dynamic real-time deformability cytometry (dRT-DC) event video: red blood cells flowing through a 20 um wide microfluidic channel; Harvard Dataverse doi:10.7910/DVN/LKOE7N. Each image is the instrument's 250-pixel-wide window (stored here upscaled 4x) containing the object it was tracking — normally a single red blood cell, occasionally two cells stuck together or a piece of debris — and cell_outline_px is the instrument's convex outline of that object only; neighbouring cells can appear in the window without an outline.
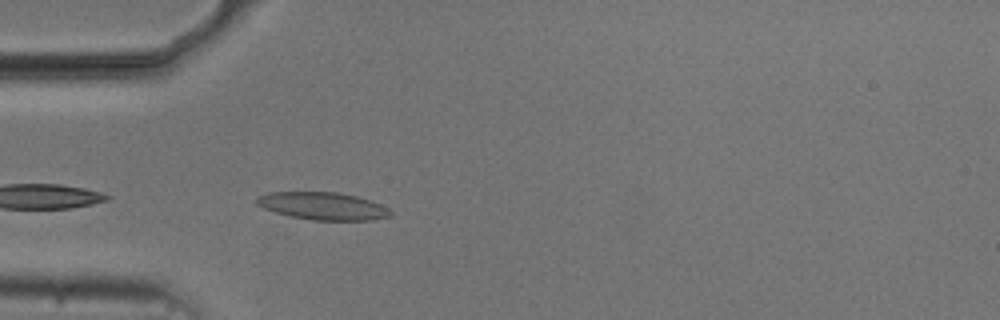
{"species": "common noctule bat (a hibernating species)", "species_latin": "Nyctalus noctula", "temperature_condition": "cold", "stored_images_in_passage": 6, "camera_frame_rate_fps": 3000, "um_per_image_px": 0.085, "animal": {"sex": "male", "body_mass_g": 20.5, "forearm_length_mm": 52.5}, "frame": {"image": 1, "passage_image": 2, "time_ms": 0.333, "image_size_px": [1000, 320], "cell_outline_px": [[392, 216], [372, 220], [312, 220], [292, 216], [276, 212], [264, 208], [256, 204], [256, 196], [268, 192], [336, 192], [356, 196], [380, 204], [388, 208], [392, 212]], "centroid_in_image_um": [27.44, 17.51], "position_along_channel_um": 57.6, "area_um2": 21.39}}